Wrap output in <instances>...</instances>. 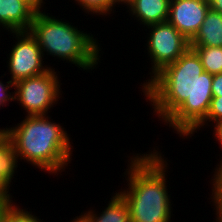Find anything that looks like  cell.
<instances>
[{
  "label": "cell",
  "mask_w": 222,
  "mask_h": 222,
  "mask_svg": "<svg viewBox=\"0 0 222 222\" xmlns=\"http://www.w3.org/2000/svg\"><path fill=\"white\" fill-rule=\"evenodd\" d=\"M212 81L213 75L204 71L198 54L189 47L174 63L145 80L140 91L163 125L185 139L208 114Z\"/></svg>",
  "instance_id": "cell-1"
},
{
  "label": "cell",
  "mask_w": 222,
  "mask_h": 222,
  "mask_svg": "<svg viewBox=\"0 0 222 222\" xmlns=\"http://www.w3.org/2000/svg\"><path fill=\"white\" fill-rule=\"evenodd\" d=\"M152 149L151 152L127 156L128 168L122 176H125L128 188L117 191L129 207L130 222H171L174 215L172 196L168 194L166 183L169 160L164 158L161 150Z\"/></svg>",
  "instance_id": "cell-2"
},
{
  "label": "cell",
  "mask_w": 222,
  "mask_h": 222,
  "mask_svg": "<svg viewBox=\"0 0 222 222\" xmlns=\"http://www.w3.org/2000/svg\"><path fill=\"white\" fill-rule=\"evenodd\" d=\"M67 132L49 115L25 116L16 126L4 128L20 161L54 176L62 175L72 161L73 146Z\"/></svg>",
  "instance_id": "cell-3"
},
{
  "label": "cell",
  "mask_w": 222,
  "mask_h": 222,
  "mask_svg": "<svg viewBox=\"0 0 222 222\" xmlns=\"http://www.w3.org/2000/svg\"><path fill=\"white\" fill-rule=\"evenodd\" d=\"M45 10L37 11L29 30L38 41L43 57L46 53L85 72L97 69L96 66L101 63L102 48L94 38L95 34L78 30L64 18H56Z\"/></svg>",
  "instance_id": "cell-4"
},
{
  "label": "cell",
  "mask_w": 222,
  "mask_h": 222,
  "mask_svg": "<svg viewBox=\"0 0 222 222\" xmlns=\"http://www.w3.org/2000/svg\"><path fill=\"white\" fill-rule=\"evenodd\" d=\"M56 73L53 67L44 74L14 84L13 100L21 104L26 116L49 115V110L62 98L60 74Z\"/></svg>",
  "instance_id": "cell-5"
},
{
  "label": "cell",
  "mask_w": 222,
  "mask_h": 222,
  "mask_svg": "<svg viewBox=\"0 0 222 222\" xmlns=\"http://www.w3.org/2000/svg\"><path fill=\"white\" fill-rule=\"evenodd\" d=\"M146 27L149 33L145 49L151 59L149 74L152 79L165 66L174 63L190 47V41L168 21Z\"/></svg>",
  "instance_id": "cell-6"
},
{
  "label": "cell",
  "mask_w": 222,
  "mask_h": 222,
  "mask_svg": "<svg viewBox=\"0 0 222 222\" xmlns=\"http://www.w3.org/2000/svg\"><path fill=\"white\" fill-rule=\"evenodd\" d=\"M17 40L7 54V68L13 84L47 72L52 66L44 65L45 59L38 41L30 31L8 32ZM9 59V60H8ZM44 65V66H43Z\"/></svg>",
  "instance_id": "cell-7"
},
{
  "label": "cell",
  "mask_w": 222,
  "mask_h": 222,
  "mask_svg": "<svg viewBox=\"0 0 222 222\" xmlns=\"http://www.w3.org/2000/svg\"><path fill=\"white\" fill-rule=\"evenodd\" d=\"M209 9L208 0H170L168 22L191 41Z\"/></svg>",
  "instance_id": "cell-8"
},
{
  "label": "cell",
  "mask_w": 222,
  "mask_h": 222,
  "mask_svg": "<svg viewBox=\"0 0 222 222\" xmlns=\"http://www.w3.org/2000/svg\"><path fill=\"white\" fill-rule=\"evenodd\" d=\"M37 11L27 0H0V27L7 32L29 31Z\"/></svg>",
  "instance_id": "cell-9"
},
{
  "label": "cell",
  "mask_w": 222,
  "mask_h": 222,
  "mask_svg": "<svg viewBox=\"0 0 222 222\" xmlns=\"http://www.w3.org/2000/svg\"><path fill=\"white\" fill-rule=\"evenodd\" d=\"M170 0H126L123 5L129 16L140 22L142 28L168 21Z\"/></svg>",
  "instance_id": "cell-10"
},
{
  "label": "cell",
  "mask_w": 222,
  "mask_h": 222,
  "mask_svg": "<svg viewBox=\"0 0 222 222\" xmlns=\"http://www.w3.org/2000/svg\"><path fill=\"white\" fill-rule=\"evenodd\" d=\"M18 161L13 142L3 133L0 136V202L13 201L10 187L13 178L16 179L14 174L18 172Z\"/></svg>",
  "instance_id": "cell-11"
},
{
  "label": "cell",
  "mask_w": 222,
  "mask_h": 222,
  "mask_svg": "<svg viewBox=\"0 0 222 222\" xmlns=\"http://www.w3.org/2000/svg\"><path fill=\"white\" fill-rule=\"evenodd\" d=\"M108 204L101 213L93 208L75 216V222H130V212L126 201L118 192H113ZM97 213V214H96Z\"/></svg>",
  "instance_id": "cell-12"
},
{
  "label": "cell",
  "mask_w": 222,
  "mask_h": 222,
  "mask_svg": "<svg viewBox=\"0 0 222 222\" xmlns=\"http://www.w3.org/2000/svg\"><path fill=\"white\" fill-rule=\"evenodd\" d=\"M190 46L222 47V14L209 9Z\"/></svg>",
  "instance_id": "cell-13"
},
{
  "label": "cell",
  "mask_w": 222,
  "mask_h": 222,
  "mask_svg": "<svg viewBox=\"0 0 222 222\" xmlns=\"http://www.w3.org/2000/svg\"><path fill=\"white\" fill-rule=\"evenodd\" d=\"M199 56L204 71L212 75L222 73V47L190 46Z\"/></svg>",
  "instance_id": "cell-14"
},
{
  "label": "cell",
  "mask_w": 222,
  "mask_h": 222,
  "mask_svg": "<svg viewBox=\"0 0 222 222\" xmlns=\"http://www.w3.org/2000/svg\"><path fill=\"white\" fill-rule=\"evenodd\" d=\"M74 2L82 8V11H84L85 14L88 13L89 15L90 13V16L102 15L104 17L108 15L110 16V14L115 12V7L117 5V7H120L122 4L120 0H74Z\"/></svg>",
  "instance_id": "cell-15"
},
{
  "label": "cell",
  "mask_w": 222,
  "mask_h": 222,
  "mask_svg": "<svg viewBox=\"0 0 222 222\" xmlns=\"http://www.w3.org/2000/svg\"><path fill=\"white\" fill-rule=\"evenodd\" d=\"M212 96L213 98L206 118L186 137V139L194 136L195 132L197 133L201 130V127L208 128L210 126L208 123L213 125L222 121V92H212Z\"/></svg>",
  "instance_id": "cell-16"
},
{
  "label": "cell",
  "mask_w": 222,
  "mask_h": 222,
  "mask_svg": "<svg viewBox=\"0 0 222 222\" xmlns=\"http://www.w3.org/2000/svg\"><path fill=\"white\" fill-rule=\"evenodd\" d=\"M21 207V208H20ZM28 208H22L17 206L15 202L5 213L3 222H44L41 218H38L32 211H27Z\"/></svg>",
  "instance_id": "cell-17"
},
{
  "label": "cell",
  "mask_w": 222,
  "mask_h": 222,
  "mask_svg": "<svg viewBox=\"0 0 222 222\" xmlns=\"http://www.w3.org/2000/svg\"><path fill=\"white\" fill-rule=\"evenodd\" d=\"M0 80V107L8 106L9 103H11L13 100V92H10L9 90H12L14 88V84L9 80L6 82H2ZM11 101V102H10ZM9 102V103H8Z\"/></svg>",
  "instance_id": "cell-18"
},
{
  "label": "cell",
  "mask_w": 222,
  "mask_h": 222,
  "mask_svg": "<svg viewBox=\"0 0 222 222\" xmlns=\"http://www.w3.org/2000/svg\"><path fill=\"white\" fill-rule=\"evenodd\" d=\"M213 176L211 177L210 184L212 185V194L210 195H222V165L216 170L213 171ZM213 178V179H212Z\"/></svg>",
  "instance_id": "cell-19"
},
{
  "label": "cell",
  "mask_w": 222,
  "mask_h": 222,
  "mask_svg": "<svg viewBox=\"0 0 222 222\" xmlns=\"http://www.w3.org/2000/svg\"><path fill=\"white\" fill-rule=\"evenodd\" d=\"M211 203L214 206V214L216 215V221L213 222H222V195H211Z\"/></svg>",
  "instance_id": "cell-20"
},
{
  "label": "cell",
  "mask_w": 222,
  "mask_h": 222,
  "mask_svg": "<svg viewBox=\"0 0 222 222\" xmlns=\"http://www.w3.org/2000/svg\"><path fill=\"white\" fill-rule=\"evenodd\" d=\"M212 128H213V135L212 136H214V138H216L217 140H215V141H217V142H219L218 144H220V146H222V121H220V122H217L216 124H213L212 125ZM221 149H222V147H221ZM220 159L222 158V157H219ZM217 164V166L215 165V171L222 165V159L220 160V162H219V164L218 163H216Z\"/></svg>",
  "instance_id": "cell-21"
},
{
  "label": "cell",
  "mask_w": 222,
  "mask_h": 222,
  "mask_svg": "<svg viewBox=\"0 0 222 222\" xmlns=\"http://www.w3.org/2000/svg\"><path fill=\"white\" fill-rule=\"evenodd\" d=\"M212 92H222V73L213 75Z\"/></svg>",
  "instance_id": "cell-22"
},
{
  "label": "cell",
  "mask_w": 222,
  "mask_h": 222,
  "mask_svg": "<svg viewBox=\"0 0 222 222\" xmlns=\"http://www.w3.org/2000/svg\"><path fill=\"white\" fill-rule=\"evenodd\" d=\"M210 10L222 14V0H208Z\"/></svg>",
  "instance_id": "cell-23"
},
{
  "label": "cell",
  "mask_w": 222,
  "mask_h": 222,
  "mask_svg": "<svg viewBox=\"0 0 222 222\" xmlns=\"http://www.w3.org/2000/svg\"><path fill=\"white\" fill-rule=\"evenodd\" d=\"M14 201L0 202V222H3L6 211L14 204Z\"/></svg>",
  "instance_id": "cell-24"
},
{
  "label": "cell",
  "mask_w": 222,
  "mask_h": 222,
  "mask_svg": "<svg viewBox=\"0 0 222 222\" xmlns=\"http://www.w3.org/2000/svg\"><path fill=\"white\" fill-rule=\"evenodd\" d=\"M27 1L30 2L37 10H43L45 4L44 0H27Z\"/></svg>",
  "instance_id": "cell-25"
},
{
  "label": "cell",
  "mask_w": 222,
  "mask_h": 222,
  "mask_svg": "<svg viewBox=\"0 0 222 222\" xmlns=\"http://www.w3.org/2000/svg\"><path fill=\"white\" fill-rule=\"evenodd\" d=\"M4 133V127L0 128V136Z\"/></svg>",
  "instance_id": "cell-26"
}]
</instances>
